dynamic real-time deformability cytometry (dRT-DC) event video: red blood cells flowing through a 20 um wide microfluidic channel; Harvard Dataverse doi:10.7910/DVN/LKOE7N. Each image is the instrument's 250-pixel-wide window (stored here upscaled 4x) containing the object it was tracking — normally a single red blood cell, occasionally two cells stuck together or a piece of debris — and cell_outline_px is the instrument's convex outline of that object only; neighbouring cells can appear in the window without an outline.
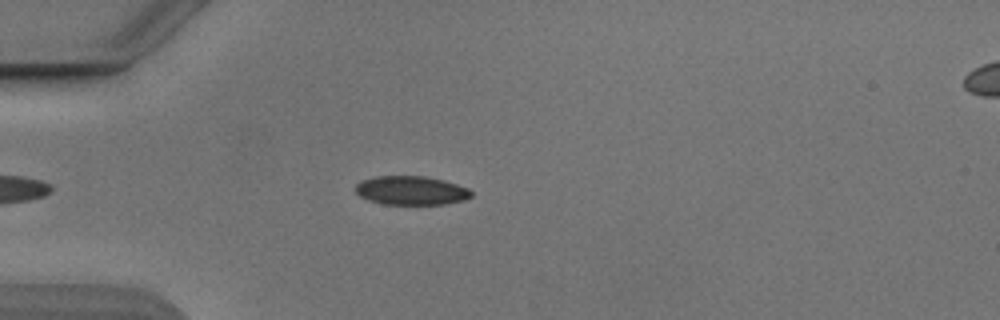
{"species": "Egyptian fruit bat (a non-hibernating species)", "species_latin": "Rousettus aegyptiacus", "temperature_condition": "cold", "stored_images_in_passage": 46, "camera_frame_rate_fps": 3000, "um_per_image_px": 0.085, "animal": {"sex": "male"}, "frame": {"image": 1, "passage_image": 8, "time_ms": 2.333, "image_size_px": [1000, 320], "cell_outline_px": [[472, 196], [464, 200], [444, 204], [384, 204], [368, 200], [360, 196], [356, 192], [356, 184], [360, 180], [376, 176], [424, 176], [444, 180], [468, 188], [472, 192]], "centroid_in_image_um": [34.94, 16.18], "position_along_channel_um": 50.1, "area_um2": 19.48}}
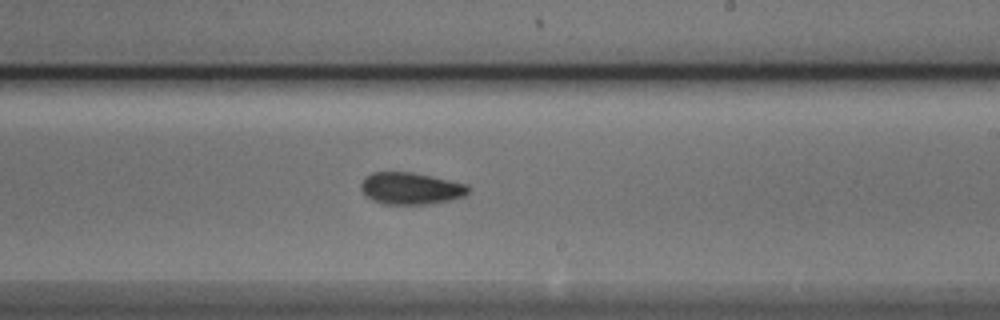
{"frame": {"image": 2, "passage_image": 25, "time_ms": 8.0, "image_size_px": [1000, 320], "cell_outline_px": [[468, 192], [464, 196], [452, 200], [432, 204], [384, 204], [372, 200], [364, 196], [360, 188], [360, 184], [364, 176], [372, 172], [412, 172], [468, 184]], "centroid_in_image_um": [34.88, 16.02], "position_along_channel_um": 254.1, "area_um2": 20.23}}
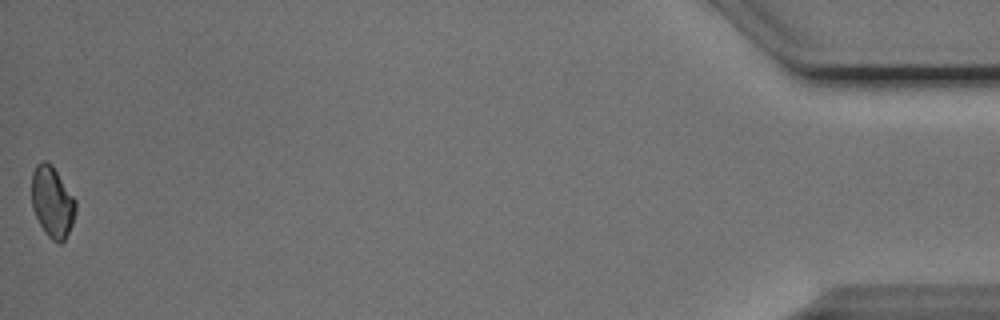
{"frame": {"image": 3, "passage_image": 46, "time_ms": 15.0, "image_size_px": [1000, 320], "cell_outline_px": [[76, 212], [72, 224], [64, 240], [60, 244], [52, 240], [44, 232], [32, 208], [32, 172], [36, 164], [40, 160], [48, 160], [52, 164], [76, 200]], "centroid_in_image_um": [4.44, 17.13], "position_along_channel_um": 430.8, "area_um2": 18.38}, "authors_computed_cell_mechanics": {"area_um2": 19.4786, "velocity_mm_per_s": 3.8724, "shape_relaxation_time_tau1_ms": 3.0728, "shape_relaxation_time_tau2_ms": 9.4603, "deformation_change_tau1": 0.0881, "deformation_change_tau2": 0.1217}}